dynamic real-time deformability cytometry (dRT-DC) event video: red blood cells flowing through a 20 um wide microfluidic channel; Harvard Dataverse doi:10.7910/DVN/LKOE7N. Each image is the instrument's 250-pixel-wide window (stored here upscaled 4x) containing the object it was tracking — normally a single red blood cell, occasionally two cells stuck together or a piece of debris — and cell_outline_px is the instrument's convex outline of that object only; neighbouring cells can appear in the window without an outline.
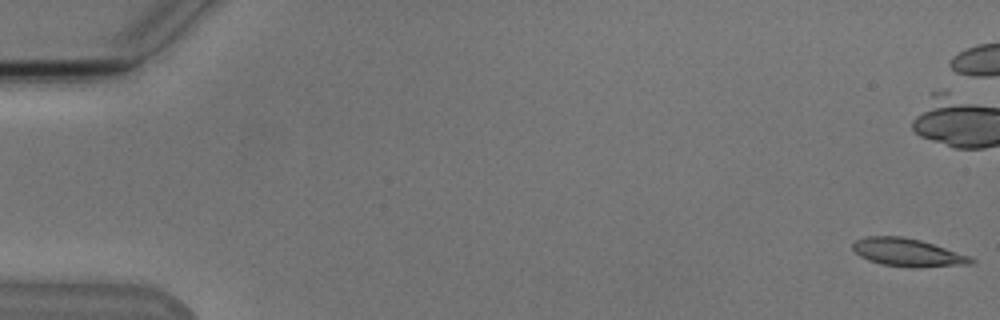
{"species": "Egyptian fruit bat (a non-hibernating species)", "species_latin": "Rousettus aegyptiacus", "temperature_condition": "cold", "stored_images_in_passage": 7, "camera_frame_rate_fps": 3000, "um_per_image_px": 0.085, "animal": {"sex": "male"}, "frame": {"image": 1, "passage_image": 1, "time_ms": 0.0, "image_size_px": [1000, 320], "cell_outline_px": [[976, 260], [972, 264], [916, 268], [912, 268], [884, 264], [868, 260], [860, 256], [852, 248], [852, 244], [856, 240], [864, 236], [900, 236], [920, 240], [972, 256]], "centroid_in_image_um": [77.18, 21.46], "position_along_channel_um": 7.8, "area_um2": 19.36}}